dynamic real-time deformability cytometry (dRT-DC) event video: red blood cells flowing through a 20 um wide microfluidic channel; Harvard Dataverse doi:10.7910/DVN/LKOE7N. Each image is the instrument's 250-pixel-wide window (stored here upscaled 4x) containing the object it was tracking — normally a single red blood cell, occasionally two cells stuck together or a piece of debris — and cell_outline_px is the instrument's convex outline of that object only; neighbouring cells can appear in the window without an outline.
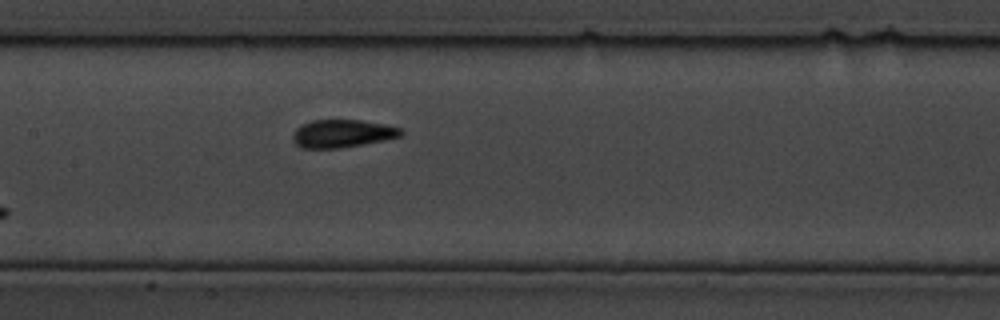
{"species": "common noctule bat (a hibernating species)", "species_latin": "Nyctalus noctula", "temperature_condition": "cold", "stored_images_in_passage": 8, "segment_of_instrument_passage": [1, 2], "camera_frame_rate_fps": 3000, "um_per_image_px": 0.085, "animal": {"sex": "male", "body_mass_g": 19.5, "forearm_length_mm": 54.6}, "frame": {"image": 1, "passage_image": 7, "time_ms": 2.0, "image_size_px": [1000, 320], "cell_outline_px": [[404, 132], [400, 136], [384, 140], [340, 148], [300, 148], [292, 140], [292, 132], [300, 124], [312, 120], [360, 120], [384, 124], [400, 128]], "centroid_in_image_um": [29.04, 11.35], "position_along_channel_um": 178.4, "area_um2": 17.63}}